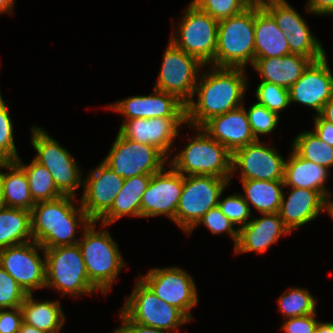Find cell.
Segmentation results:
<instances>
[{
  "label": "cell",
  "mask_w": 333,
  "mask_h": 333,
  "mask_svg": "<svg viewBox=\"0 0 333 333\" xmlns=\"http://www.w3.org/2000/svg\"><path fill=\"white\" fill-rule=\"evenodd\" d=\"M249 124L257 140L259 135L269 134L277 127L279 116L277 113L270 111L265 106L254 103L246 110Z\"/></svg>",
  "instance_id": "f35d334b"
},
{
  "label": "cell",
  "mask_w": 333,
  "mask_h": 333,
  "mask_svg": "<svg viewBox=\"0 0 333 333\" xmlns=\"http://www.w3.org/2000/svg\"><path fill=\"white\" fill-rule=\"evenodd\" d=\"M255 59L282 57L290 53L284 32L274 17L255 0Z\"/></svg>",
  "instance_id": "d4e9b609"
},
{
  "label": "cell",
  "mask_w": 333,
  "mask_h": 333,
  "mask_svg": "<svg viewBox=\"0 0 333 333\" xmlns=\"http://www.w3.org/2000/svg\"><path fill=\"white\" fill-rule=\"evenodd\" d=\"M15 0H0V14L10 13L13 11Z\"/></svg>",
  "instance_id": "816d5d0a"
},
{
  "label": "cell",
  "mask_w": 333,
  "mask_h": 333,
  "mask_svg": "<svg viewBox=\"0 0 333 333\" xmlns=\"http://www.w3.org/2000/svg\"><path fill=\"white\" fill-rule=\"evenodd\" d=\"M139 279L162 301L179 308L190 320L191 309L198 304L193 278L183 268H153Z\"/></svg>",
  "instance_id": "4fadbf2b"
},
{
  "label": "cell",
  "mask_w": 333,
  "mask_h": 333,
  "mask_svg": "<svg viewBox=\"0 0 333 333\" xmlns=\"http://www.w3.org/2000/svg\"><path fill=\"white\" fill-rule=\"evenodd\" d=\"M285 162L284 186L310 189L321 192L326 198L331 194L325 188L329 175L327 167L318 165L300 157L293 149Z\"/></svg>",
  "instance_id": "4316f807"
},
{
  "label": "cell",
  "mask_w": 333,
  "mask_h": 333,
  "mask_svg": "<svg viewBox=\"0 0 333 333\" xmlns=\"http://www.w3.org/2000/svg\"><path fill=\"white\" fill-rule=\"evenodd\" d=\"M22 322L21 307L0 309V333H18Z\"/></svg>",
  "instance_id": "ee69618b"
},
{
  "label": "cell",
  "mask_w": 333,
  "mask_h": 333,
  "mask_svg": "<svg viewBox=\"0 0 333 333\" xmlns=\"http://www.w3.org/2000/svg\"><path fill=\"white\" fill-rule=\"evenodd\" d=\"M244 200L261 214L277 213L282 200L284 181L241 180Z\"/></svg>",
  "instance_id": "1f68e13d"
},
{
  "label": "cell",
  "mask_w": 333,
  "mask_h": 333,
  "mask_svg": "<svg viewBox=\"0 0 333 333\" xmlns=\"http://www.w3.org/2000/svg\"><path fill=\"white\" fill-rule=\"evenodd\" d=\"M222 194L223 192L220 195L218 207L221 209L222 213L231 220L234 226L240 224L238 229H241L250 221L248 219L252 218L251 208H249L242 194L235 193L221 199Z\"/></svg>",
  "instance_id": "ab89813d"
},
{
  "label": "cell",
  "mask_w": 333,
  "mask_h": 333,
  "mask_svg": "<svg viewBox=\"0 0 333 333\" xmlns=\"http://www.w3.org/2000/svg\"><path fill=\"white\" fill-rule=\"evenodd\" d=\"M75 197L62 195L59 198L35 203L31 212L33 240L44 249L78 244V226L84 229L91 223L79 205L73 204ZM80 206V207H79Z\"/></svg>",
  "instance_id": "7a4b0ae2"
},
{
  "label": "cell",
  "mask_w": 333,
  "mask_h": 333,
  "mask_svg": "<svg viewBox=\"0 0 333 333\" xmlns=\"http://www.w3.org/2000/svg\"><path fill=\"white\" fill-rule=\"evenodd\" d=\"M316 313L293 318H287L281 327L286 333H314L318 321Z\"/></svg>",
  "instance_id": "7bdbcfd3"
},
{
  "label": "cell",
  "mask_w": 333,
  "mask_h": 333,
  "mask_svg": "<svg viewBox=\"0 0 333 333\" xmlns=\"http://www.w3.org/2000/svg\"><path fill=\"white\" fill-rule=\"evenodd\" d=\"M246 68L212 66L200 76L194 95L186 104V124L192 128L202 127L212 117L225 114L243 106L247 87Z\"/></svg>",
  "instance_id": "6da1fadb"
},
{
  "label": "cell",
  "mask_w": 333,
  "mask_h": 333,
  "mask_svg": "<svg viewBox=\"0 0 333 333\" xmlns=\"http://www.w3.org/2000/svg\"><path fill=\"white\" fill-rule=\"evenodd\" d=\"M83 181L80 205L91 221L99 220L110 210L124 179L116 175L103 161Z\"/></svg>",
  "instance_id": "ac0fdd59"
},
{
  "label": "cell",
  "mask_w": 333,
  "mask_h": 333,
  "mask_svg": "<svg viewBox=\"0 0 333 333\" xmlns=\"http://www.w3.org/2000/svg\"><path fill=\"white\" fill-rule=\"evenodd\" d=\"M152 175H139L124 179L110 210L99 220L108 226L125 215L141 217V200Z\"/></svg>",
  "instance_id": "83f0119b"
},
{
  "label": "cell",
  "mask_w": 333,
  "mask_h": 333,
  "mask_svg": "<svg viewBox=\"0 0 333 333\" xmlns=\"http://www.w3.org/2000/svg\"><path fill=\"white\" fill-rule=\"evenodd\" d=\"M202 223L212 234L228 233L236 246L239 238V229L233 228L234 224L222 213L218 206L210 209L187 234L191 233L193 229Z\"/></svg>",
  "instance_id": "b9f144b4"
},
{
  "label": "cell",
  "mask_w": 333,
  "mask_h": 333,
  "mask_svg": "<svg viewBox=\"0 0 333 333\" xmlns=\"http://www.w3.org/2000/svg\"><path fill=\"white\" fill-rule=\"evenodd\" d=\"M184 124L186 118H135L123 121L118 133L129 140L153 145L169 158L178 128Z\"/></svg>",
  "instance_id": "ffe728a7"
},
{
  "label": "cell",
  "mask_w": 333,
  "mask_h": 333,
  "mask_svg": "<svg viewBox=\"0 0 333 333\" xmlns=\"http://www.w3.org/2000/svg\"><path fill=\"white\" fill-rule=\"evenodd\" d=\"M316 302V299L310 294L308 289L291 287L278 299V307L283 317L287 319L315 314Z\"/></svg>",
  "instance_id": "e575fe53"
},
{
  "label": "cell",
  "mask_w": 333,
  "mask_h": 333,
  "mask_svg": "<svg viewBox=\"0 0 333 333\" xmlns=\"http://www.w3.org/2000/svg\"><path fill=\"white\" fill-rule=\"evenodd\" d=\"M260 218H251L250 221L239 229V238L234 252L263 253L274 243L280 236L291 233L282 222L279 213L261 214Z\"/></svg>",
  "instance_id": "603a6c76"
},
{
  "label": "cell",
  "mask_w": 333,
  "mask_h": 333,
  "mask_svg": "<svg viewBox=\"0 0 333 333\" xmlns=\"http://www.w3.org/2000/svg\"><path fill=\"white\" fill-rule=\"evenodd\" d=\"M314 128L317 137L333 147V124L317 114L314 118Z\"/></svg>",
  "instance_id": "bcb514c9"
},
{
  "label": "cell",
  "mask_w": 333,
  "mask_h": 333,
  "mask_svg": "<svg viewBox=\"0 0 333 333\" xmlns=\"http://www.w3.org/2000/svg\"><path fill=\"white\" fill-rule=\"evenodd\" d=\"M314 333H333V322H318Z\"/></svg>",
  "instance_id": "681fc988"
},
{
  "label": "cell",
  "mask_w": 333,
  "mask_h": 333,
  "mask_svg": "<svg viewBox=\"0 0 333 333\" xmlns=\"http://www.w3.org/2000/svg\"><path fill=\"white\" fill-rule=\"evenodd\" d=\"M27 293L0 266V309L21 307Z\"/></svg>",
  "instance_id": "60d3db41"
},
{
  "label": "cell",
  "mask_w": 333,
  "mask_h": 333,
  "mask_svg": "<svg viewBox=\"0 0 333 333\" xmlns=\"http://www.w3.org/2000/svg\"><path fill=\"white\" fill-rule=\"evenodd\" d=\"M255 1L241 13L219 20L215 67L243 68L255 61Z\"/></svg>",
  "instance_id": "3957f363"
},
{
  "label": "cell",
  "mask_w": 333,
  "mask_h": 333,
  "mask_svg": "<svg viewBox=\"0 0 333 333\" xmlns=\"http://www.w3.org/2000/svg\"><path fill=\"white\" fill-rule=\"evenodd\" d=\"M254 1L255 0H192L190 5L208 13L212 18L219 21L241 13Z\"/></svg>",
  "instance_id": "d590c367"
},
{
  "label": "cell",
  "mask_w": 333,
  "mask_h": 333,
  "mask_svg": "<svg viewBox=\"0 0 333 333\" xmlns=\"http://www.w3.org/2000/svg\"><path fill=\"white\" fill-rule=\"evenodd\" d=\"M121 311L132 321L144 326L178 332L179 326L191 320L177 307L160 298L138 278Z\"/></svg>",
  "instance_id": "30bf717a"
},
{
  "label": "cell",
  "mask_w": 333,
  "mask_h": 333,
  "mask_svg": "<svg viewBox=\"0 0 333 333\" xmlns=\"http://www.w3.org/2000/svg\"><path fill=\"white\" fill-rule=\"evenodd\" d=\"M255 92L257 103L278 115L290 105L289 90L277 84L261 81Z\"/></svg>",
  "instance_id": "8d00e7d4"
},
{
  "label": "cell",
  "mask_w": 333,
  "mask_h": 333,
  "mask_svg": "<svg viewBox=\"0 0 333 333\" xmlns=\"http://www.w3.org/2000/svg\"><path fill=\"white\" fill-rule=\"evenodd\" d=\"M39 250L45 251L34 240L0 250V266L27 294L45 288L46 259L45 254L40 257Z\"/></svg>",
  "instance_id": "9a60e30c"
},
{
  "label": "cell",
  "mask_w": 333,
  "mask_h": 333,
  "mask_svg": "<svg viewBox=\"0 0 333 333\" xmlns=\"http://www.w3.org/2000/svg\"><path fill=\"white\" fill-rule=\"evenodd\" d=\"M229 182L216 176H184L173 222L188 233L210 209L218 206L220 195Z\"/></svg>",
  "instance_id": "52a82bcc"
},
{
  "label": "cell",
  "mask_w": 333,
  "mask_h": 333,
  "mask_svg": "<svg viewBox=\"0 0 333 333\" xmlns=\"http://www.w3.org/2000/svg\"><path fill=\"white\" fill-rule=\"evenodd\" d=\"M194 129L199 134L189 138V144L169 159V166L183 176H216L230 181L233 175L232 153L201 127Z\"/></svg>",
  "instance_id": "5b68a950"
},
{
  "label": "cell",
  "mask_w": 333,
  "mask_h": 333,
  "mask_svg": "<svg viewBox=\"0 0 333 333\" xmlns=\"http://www.w3.org/2000/svg\"><path fill=\"white\" fill-rule=\"evenodd\" d=\"M312 61L301 55L288 54L282 57L256 58L253 68L261 75V81L289 89Z\"/></svg>",
  "instance_id": "484cf974"
},
{
  "label": "cell",
  "mask_w": 333,
  "mask_h": 333,
  "mask_svg": "<svg viewBox=\"0 0 333 333\" xmlns=\"http://www.w3.org/2000/svg\"><path fill=\"white\" fill-rule=\"evenodd\" d=\"M324 119L333 124V96L324 104L321 112L319 113Z\"/></svg>",
  "instance_id": "c3c4849f"
},
{
  "label": "cell",
  "mask_w": 333,
  "mask_h": 333,
  "mask_svg": "<svg viewBox=\"0 0 333 333\" xmlns=\"http://www.w3.org/2000/svg\"><path fill=\"white\" fill-rule=\"evenodd\" d=\"M284 32L291 54L319 60L326 55L304 18L286 0H259Z\"/></svg>",
  "instance_id": "5bb4252c"
},
{
  "label": "cell",
  "mask_w": 333,
  "mask_h": 333,
  "mask_svg": "<svg viewBox=\"0 0 333 333\" xmlns=\"http://www.w3.org/2000/svg\"><path fill=\"white\" fill-rule=\"evenodd\" d=\"M285 160L273 147L259 140L232 153V173L241 180L284 181Z\"/></svg>",
  "instance_id": "2e32d148"
},
{
  "label": "cell",
  "mask_w": 333,
  "mask_h": 333,
  "mask_svg": "<svg viewBox=\"0 0 333 333\" xmlns=\"http://www.w3.org/2000/svg\"><path fill=\"white\" fill-rule=\"evenodd\" d=\"M326 211L333 219V200H331L330 197L327 198Z\"/></svg>",
  "instance_id": "f5cc1de1"
},
{
  "label": "cell",
  "mask_w": 333,
  "mask_h": 333,
  "mask_svg": "<svg viewBox=\"0 0 333 333\" xmlns=\"http://www.w3.org/2000/svg\"><path fill=\"white\" fill-rule=\"evenodd\" d=\"M284 194L278 213L290 232L314 220L324 210L326 211L327 198L321 192L291 187L287 200Z\"/></svg>",
  "instance_id": "cb8c5ba5"
},
{
  "label": "cell",
  "mask_w": 333,
  "mask_h": 333,
  "mask_svg": "<svg viewBox=\"0 0 333 333\" xmlns=\"http://www.w3.org/2000/svg\"><path fill=\"white\" fill-rule=\"evenodd\" d=\"M167 161L168 158L157 147L129 140L119 133L103 159V162L123 179L153 175L161 171Z\"/></svg>",
  "instance_id": "8fae6325"
},
{
  "label": "cell",
  "mask_w": 333,
  "mask_h": 333,
  "mask_svg": "<svg viewBox=\"0 0 333 333\" xmlns=\"http://www.w3.org/2000/svg\"><path fill=\"white\" fill-rule=\"evenodd\" d=\"M161 66L154 88L175 95L186 105L193 98L200 69L205 65L169 40Z\"/></svg>",
  "instance_id": "7c38bea8"
},
{
  "label": "cell",
  "mask_w": 333,
  "mask_h": 333,
  "mask_svg": "<svg viewBox=\"0 0 333 333\" xmlns=\"http://www.w3.org/2000/svg\"><path fill=\"white\" fill-rule=\"evenodd\" d=\"M31 144L37 152L33 159L45 166L62 195L75 197L82 185V174L73 156L41 127L31 128Z\"/></svg>",
  "instance_id": "ba28073f"
},
{
  "label": "cell",
  "mask_w": 333,
  "mask_h": 333,
  "mask_svg": "<svg viewBox=\"0 0 333 333\" xmlns=\"http://www.w3.org/2000/svg\"><path fill=\"white\" fill-rule=\"evenodd\" d=\"M32 295L27 294L21 305L23 322L49 333H59L65 323L60 301H37Z\"/></svg>",
  "instance_id": "f546056e"
},
{
  "label": "cell",
  "mask_w": 333,
  "mask_h": 333,
  "mask_svg": "<svg viewBox=\"0 0 333 333\" xmlns=\"http://www.w3.org/2000/svg\"><path fill=\"white\" fill-rule=\"evenodd\" d=\"M180 21L170 41L205 66H214L219 21L190 4Z\"/></svg>",
  "instance_id": "9c48e42d"
},
{
  "label": "cell",
  "mask_w": 333,
  "mask_h": 333,
  "mask_svg": "<svg viewBox=\"0 0 333 333\" xmlns=\"http://www.w3.org/2000/svg\"><path fill=\"white\" fill-rule=\"evenodd\" d=\"M184 176L172 167L154 173L141 200V217L166 215L174 221Z\"/></svg>",
  "instance_id": "e0dca14e"
},
{
  "label": "cell",
  "mask_w": 333,
  "mask_h": 333,
  "mask_svg": "<svg viewBox=\"0 0 333 333\" xmlns=\"http://www.w3.org/2000/svg\"><path fill=\"white\" fill-rule=\"evenodd\" d=\"M122 326L116 328L113 333H168L169 331L144 326L132 322L122 311H120ZM170 333V332H169Z\"/></svg>",
  "instance_id": "f6af8a7d"
},
{
  "label": "cell",
  "mask_w": 333,
  "mask_h": 333,
  "mask_svg": "<svg viewBox=\"0 0 333 333\" xmlns=\"http://www.w3.org/2000/svg\"><path fill=\"white\" fill-rule=\"evenodd\" d=\"M124 115V121L135 118H186V105L175 95L154 88L151 95L131 96L108 106Z\"/></svg>",
  "instance_id": "44dd1931"
},
{
  "label": "cell",
  "mask_w": 333,
  "mask_h": 333,
  "mask_svg": "<svg viewBox=\"0 0 333 333\" xmlns=\"http://www.w3.org/2000/svg\"><path fill=\"white\" fill-rule=\"evenodd\" d=\"M18 333H49V332L40 330L32 325L22 322Z\"/></svg>",
  "instance_id": "f907efd6"
},
{
  "label": "cell",
  "mask_w": 333,
  "mask_h": 333,
  "mask_svg": "<svg viewBox=\"0 0 333 333\" xmlns=\"http://www.w3.org/2000/svg\"><path fill=\"white\" fill-rule=\"evenodd\" d=\"M5 207L4 202H3V195H2V188L0 184V210Z\"/></svg>",
  "instance_id": "db71d44e"
},
{
  "label": "cell",
  "mask_w": 333,
  "mask_h": 333,
  "mask_svg": "<svg viewBox=\"0 0 333 333\" xmlns=\"http://www.w3.org/2000/svg\"><path fill=\"white\" fill-rule=\"evenodd\" d=\"M95 221L83 229L78 245L85 262L90 283L105 296L124 268L125 261L118 244L108 231H96Z\"/></svg>",
  "instance_id": "277c9868"
},
{
  "label": "cell",
  "mask_w": 333,
  "mask_h": 333,
  "mask_svg": "<svg viewBox=\"0 0 333 333\" xmlns=\"http://www.w3.org/2000/svg\"><path fill=\"white\" fill-rule=\"evenodd\" d=\"M33 241L31 212L4 207L0 210V250Z\"/></svg>",
  "instance_id": "4dcf8cb0"
},
{
  "label": "cell",
  "mask_w": 333,
  "mask_h": 333,
  "mask_svg": "<svg viewBox=\"0 0 333 333\" xmlns=\"http://www.w3.org/2000/svg\"><path fill=\"white\" fill-rule=\"evenodd\" d=\"M306 12L316 15H333V0H308Z\"/></svg>",
  "instance_id": "7dc6e473"
},
{
  "label": "cell",
  "mask_w": 333,
  "mask_h": 333,
  "mask_svg": "<svg viewBox=\"0 0 333 333\" xmlns=\"http://www.w3.org/2000/svg\"><path fill=\"white\" fill-rule=\"evenodd\" d=\"M15 162L25 171L29 190L34 203L49 201L62 196L53 182L52 175L34 159L29 165H25L18 157Z\"/></svg>",
  "instance_id": "d6a6232c"
},
{
  "label": "cell",
  "mask_w": 333,
  "mask_h": 333,
  "mask_svg": "<svg viewBox=\"0 0 333 333\" xmlns=\"http://www.w3.org/2000/svg\"><path fill=\"white\" fill-rule=\"evenodd\" d=\"M327 56L312 61L289 90L290 104L301 103L319 114L333 96V74Z\"/></svg>",
  "instance_id": "d6986e66"
},
{
  "label": "cell",
  "mask_w": 333,
  "mask_h": 333,
  "mask_svg": "<svg viewBox=\"0 0 333 333\" xmlns=\"http://www.w3.org/2000/svg\"><path fill=\"white\" fill-rule=\"evenodd\" d=\"M46 287L79 297L98 290L90 283L85 262L78 244L44 249Z\"/></svg>",
  "instance_id": "8992f818"
},
{
  "label": "cell",
  "mask_w": 333,
  "mask_h": 333,
  "mask_svg": "<svg viewBox=\"0 0 333 333\" xmlns=\"http://www.w3.org/2000/svg\"><path fill=\"white\" fill-rule=\"evenodd\" d=\"M0 168L9 170V173L0 172L5 207L30 211L35 203L30 194L29 181L25 171L15 161L0 162Z\"/></svg>",
  "instance_id": "f1b7e54d"
},
{
  "label": "cell",
  "mask_w": 333,
  "mask_h": 333,
  "mask_svg": "<svg viewBox=\"0 0 333 333\" xmlns=\"http://www.w3.org/2000/svg\"><path fill=\"white\" fill-rule=\"evenodd\" d=\"M201 128L231 153L257 141L249 124L244 104L225 114L212 117Z\"/></svg>",
  "instance_id": "7402d4cb"
},
{
  "label": "cell",
  "mask_w": 333,
  "mask_h": 333,
  "mask_svg": "<svg viewBox=\"0 0 333 333\" xmlns=\"http://www.w3.org/2000/svg\"><path fill=\"white\" fill-rule=\"evenodd\" d=\"M6 101L0 92V162L15 161L18 158L13 138V125Z\"/></svg>",
  "instance_id": "74e56055"
},
{
  "label": "cell",
  "mask_w": 333,
  "mask_h": 333,
  "mask_svg": "<svg viewBox=\"0 0 333 333\" xmlns=\"http://www.w3.org/2000/svg\"><path fill=\"white\" fill-rule=\"evenodd\" d=\"M291 148L308 161L327 168L333 166V147L320 140L313 131L299 133Z\"/></svg>",
  "instance_id": "836d02e7"
}]
</instances>
